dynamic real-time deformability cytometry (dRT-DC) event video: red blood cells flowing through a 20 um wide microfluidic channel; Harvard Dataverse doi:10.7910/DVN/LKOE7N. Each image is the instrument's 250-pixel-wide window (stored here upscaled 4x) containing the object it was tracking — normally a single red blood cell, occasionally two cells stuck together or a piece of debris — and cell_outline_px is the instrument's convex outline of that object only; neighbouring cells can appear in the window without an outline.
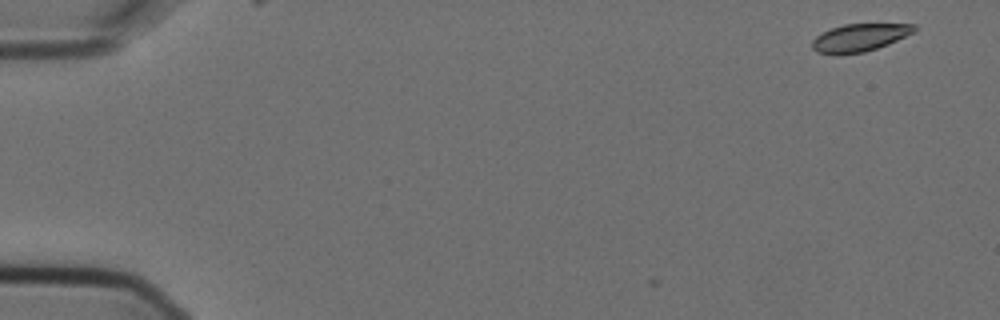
{"species": "Egyptian fruit bat (a non-hibernating species)", "species_latin": "Rousettus aegyptiacus", "temperature_condition": "cold", "stored_images_in_passage": 3, "camera_frame_rate_fps": 3000, "um_per_image_px": 0.085, "animal": {"sex": "female"}, "frame": {"image": 1, "passage_image": 1, "time_ms": 0.0, "image_size_px": [1000, 320], "cell_outline_px": [[916, 28], [912, 32], [888, 44], [864, 52], [840, 56], [836, 56], [816, 52], [812, 48], [812, 40], [816, 36], [832, 28], [844, 24], [916, 24]], "centroid_in_image_um": [72.99, 3.23], "position_along_channel_um": 12.0, "area_um2": 16.47}}